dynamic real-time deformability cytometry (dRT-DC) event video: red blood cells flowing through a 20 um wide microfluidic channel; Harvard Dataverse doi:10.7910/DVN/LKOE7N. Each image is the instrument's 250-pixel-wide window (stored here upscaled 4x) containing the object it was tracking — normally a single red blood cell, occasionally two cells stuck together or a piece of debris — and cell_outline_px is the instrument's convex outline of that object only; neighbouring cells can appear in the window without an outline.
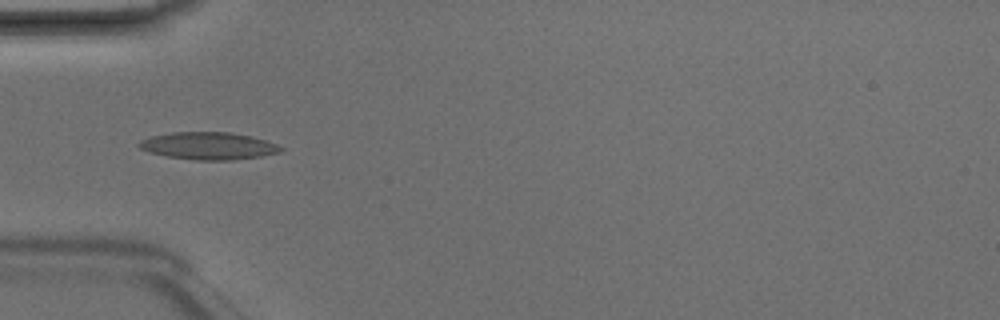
{"species": "Egyptian fruit bat (a non-hibernating species)", "species_latin": "Rousettus aegyptiacus", "temperature_condition": "room temperature", "stored_images_in_passage": 5, "camera_frame_rate_fps": 3000, "um_per_image_px": 0.085, "animal": {"sex": "male"}, "frame": {"image": 1, "passage_image": 4, "time_ms": 1.0, "image_size_px": [1000, 320], "cell_outline_px": [[284, 148], [280, 152], [260, 156], [232, 160], [196, 160], [168, 156], [148, 152], [140, 148], [136, 144], [140, 140], [152, 136], [172, 132], [228, 132], [252, 136], [276, 144]], "centroid_in_image_um": [17.7, 12.39], "position_along_channel_um": 67.3, "area_um2": 22.48}}